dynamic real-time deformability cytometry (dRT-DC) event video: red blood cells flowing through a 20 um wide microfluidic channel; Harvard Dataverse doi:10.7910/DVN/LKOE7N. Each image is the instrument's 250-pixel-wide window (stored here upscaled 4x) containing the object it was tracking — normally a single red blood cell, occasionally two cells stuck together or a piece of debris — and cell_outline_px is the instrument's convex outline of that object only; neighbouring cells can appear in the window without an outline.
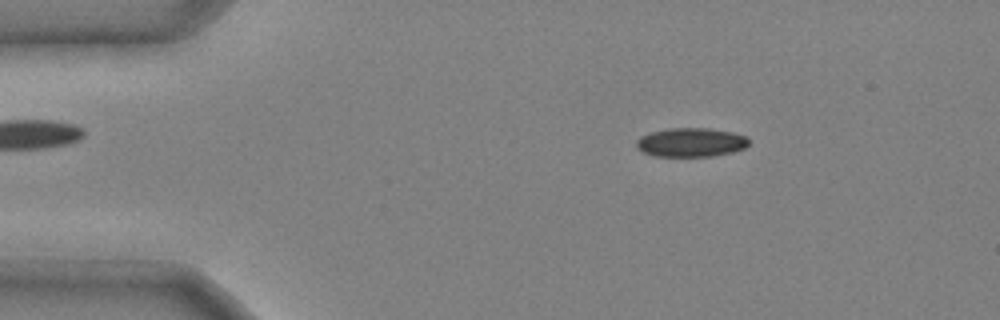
{"species": "common noctule bat (a hibernating species)", "species_latin": "Nyctalus noctula", "temperature_condition": "cold", "stored_images_in_passage": 28, "camera_frame_rate_fps": 3000, "um_per_image_px": 0.085, "animal": {"sex": "male", "body_mass_g": 20.4}, "frame": {"image": 1, "passage_image": 1, "time_ms": 0.0, "image_size_px": [1000, 320], "cell_outline_px": [[748, 144], [744, 148], [732, 152], [712, 156], [652, 156], [640, 152], [636, 148], [636, 140], [640, 136], [652, 132], [668, 128], [708, 128], [732, 132], [748, 136]], "centroid_in_image_um": [58.69, 12.1], "position_along_channel_um": 26.3, "area_um2": 19.13}}